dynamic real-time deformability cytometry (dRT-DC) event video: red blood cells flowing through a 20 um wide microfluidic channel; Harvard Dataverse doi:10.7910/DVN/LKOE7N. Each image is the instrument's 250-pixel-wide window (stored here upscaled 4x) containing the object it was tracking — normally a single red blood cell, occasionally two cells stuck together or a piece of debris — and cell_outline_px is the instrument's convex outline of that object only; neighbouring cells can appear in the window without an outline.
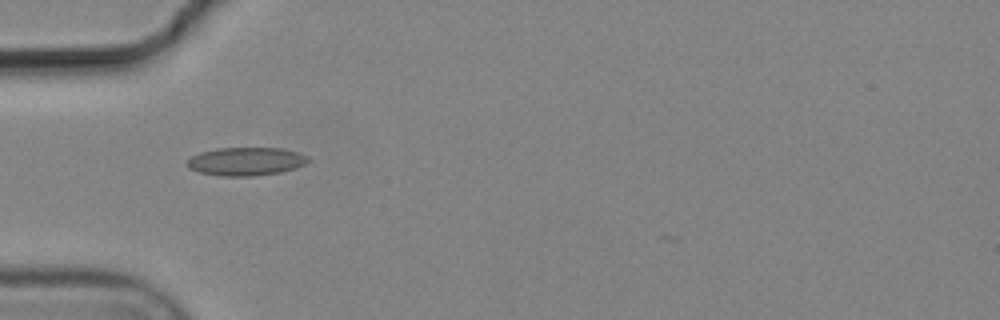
{"species": "common noctule bat (a hibernating species)", "species_latin": "Nyctalus noctula", "temperature_condition": "cold", "stored_images_in_passage": 5, "camera_frame_rate_fps": 3000, "um_per_image_px": 0.085, "animal": {"sex": "male", "body_mass_g": 19.2, "forearm_length_mm": 51.8}, "frame": {"image": 1, "passage_image": 5, "time_ms": 1.333, "image_size_px": [1000, 320], "cell_outline_px": [[312, 160], [296, 168], [280, 172], [252, 176], [220, 176], [200, 172], [188, 168], [184, 164], [192, 156], [200, 152], [216, 148], [284, 148], [300, 152], [308, 156]], "centroid_in_image_um": [20.93, 13.71], "position_along_channel_um": 64.1, "area_um2": 20.17}}